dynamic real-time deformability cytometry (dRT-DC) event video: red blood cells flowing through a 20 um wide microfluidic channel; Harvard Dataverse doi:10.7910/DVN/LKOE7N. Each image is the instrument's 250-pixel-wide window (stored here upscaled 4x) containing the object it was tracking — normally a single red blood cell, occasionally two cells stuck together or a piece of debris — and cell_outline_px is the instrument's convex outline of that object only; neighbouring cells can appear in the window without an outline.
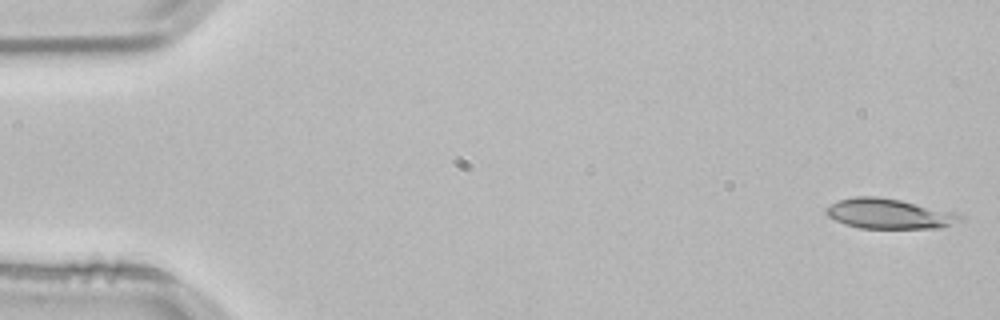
{"species": "common noctule bat (a hibernating species)", "species_latin": "Nyctalus noctula", "temperature_condition": "room temperature", "stored_images_in_passage": 52, "camera_frame_rate_fps": 3000, "um_per_image_px": 0.085, "animal": {"sex": "male", "body_mass_g": 21.5, "forearm_length_mm": 52.0}, "frame": {"image": 1, "passage_image": 1, "time_ms": 0.0, "image_size_px": [1000, 320], "cell_outline_px": [[964, 220], [940, 228], [860, 228], [844, 224], [828, 216], [824, 212], [824, 208], [840, 200], [856, 196], [876, 196], [900, 200], [960, 212], [964, 216]], "centroid_in_image_um": [75.64, 18.17], "position_along_channel_um": 9.4, "area_um2": 23.76}}
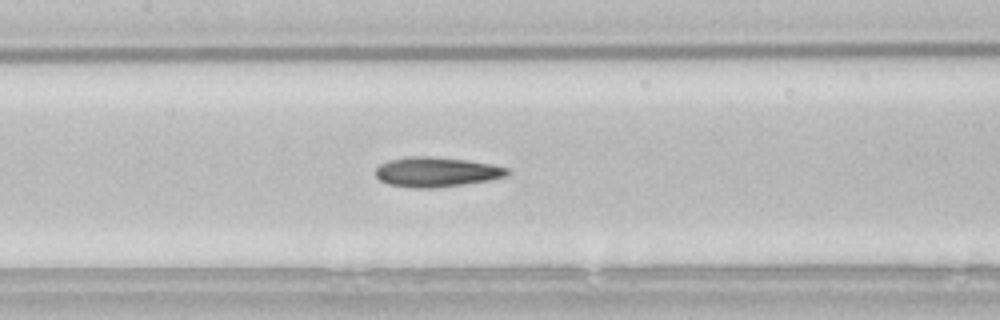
{"frame": {"image": 2, "passage_image": 24, "time_ms": 7.667, "image_size_px": [1000, 320], "cell_outline_px": [[512, 172], [504, 176], [488, 180], [464, 184], [432, 188], [408, 188], [388, 184], [380, 180], [376, 176], [376, 168], [380, 164], [388, 160], [404, 156], [428, 156], [468, 160], [492, 164], [508, 168]], "centroid_in_image_um": [37.07, 14.61], "position_along_channel_um": 170.3, "area_um2": 23.0}}
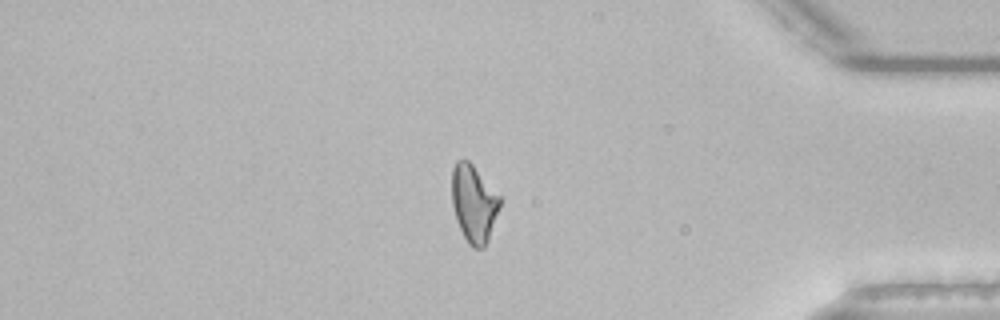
{"frame": {"image": 3, "passage_image": 44, "time_ms": 14.333, "image_size_px": [1000, 320], "cell_outline_px": [[500, 204], [488, 240], [484, 248], [472, 248], [468, 244], [456, 220], [452, 204], [452, 168], [456, 160], [468, 160], [472, 164], [500, 196]], "centroid_in_image_um": [40.25, 17.3], "position_along_channel_um": 394.9, "area_um2": 21.44}, "authors_computed_cell_mechanics": {"area_um2": 22.1952, "velocity_mm_per_s": 3.8341, "shape_relaxation_time_tau1_ms": null, "shape_relaxation_time_tau2_ms": 3.8975, "deformation_change_tau1": null, "deformation_change_tau2": 0.11}}